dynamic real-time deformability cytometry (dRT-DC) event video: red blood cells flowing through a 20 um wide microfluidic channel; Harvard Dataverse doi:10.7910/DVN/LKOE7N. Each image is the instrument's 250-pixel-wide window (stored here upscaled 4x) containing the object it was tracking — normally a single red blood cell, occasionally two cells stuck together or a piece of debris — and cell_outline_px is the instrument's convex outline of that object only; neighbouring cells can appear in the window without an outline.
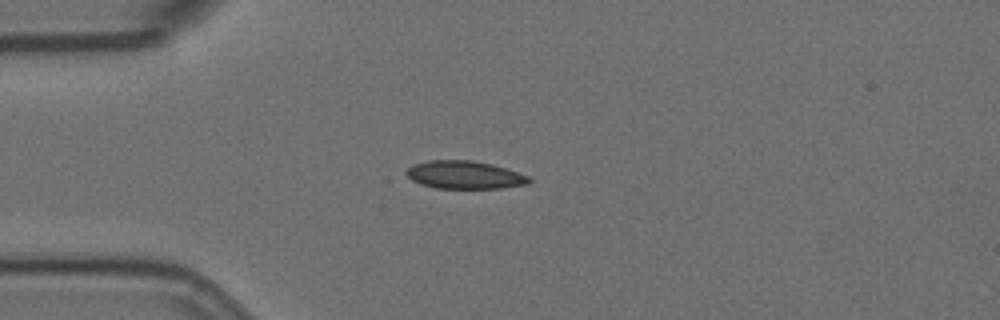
{"species": "Egyptian fruit bat (a non-hibernating species)", "species_latin": "Rousettus aegyptiacus", "temperature_condition": "room temperature", "stored_images_in_passage": 3, "camera_frame_rate_fps": 3000, "um_per_image_px": 0.085, "animal": {"sex": "female"}, "frame": {"image": 1, "passage_image": 3, "time_ms": 0.667, "image_size_px": [1000, 320], "cell_outline_px": [[532, 180], [528, 184], [500, 188], [436, 188], [420, 184], [412, 180], [404, 172], [412, 164], [428, 160], [472, 160], [492, 164], [528, 176]], "centroid_in_image_um": [39.45, 14.86], "position_along_channel_um": 45.6, "area_um2": 19.94}}